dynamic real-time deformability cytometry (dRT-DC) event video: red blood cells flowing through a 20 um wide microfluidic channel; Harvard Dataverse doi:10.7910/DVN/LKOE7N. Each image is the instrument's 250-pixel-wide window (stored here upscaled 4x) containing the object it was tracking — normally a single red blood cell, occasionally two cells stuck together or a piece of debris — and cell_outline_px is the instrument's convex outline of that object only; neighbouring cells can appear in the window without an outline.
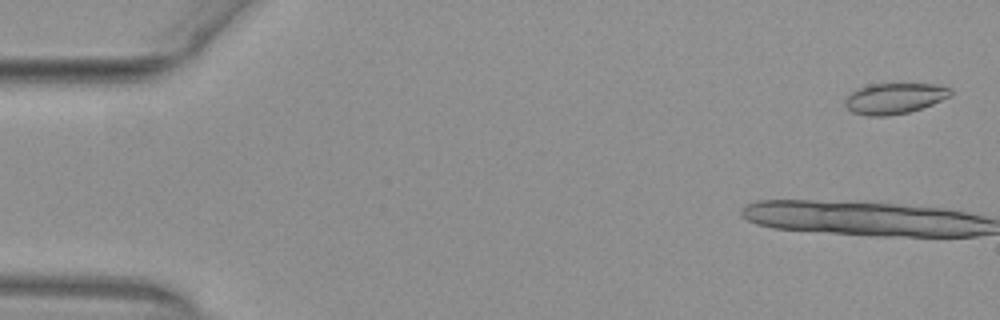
{"species": "common noctule bat (a hibernating species)", "species_latin": "Nyctalus noctula", "temperature_condition": "warm", "stored_images_in_passage": 12, "camera_frame_rate_fps": 3000, "um_per_image_px": 0.085, "animal": {"sex": "female", "body_mass_g": 29.2, "forearm_length_mm": 56.3}, "frame": {"image": 1, "passage_image": 2, "time_ms": 0.333, "image_size_px": [1000, 320], "cell_outline_px": [[952, 96], [932, 104], [908, 112], [888, 116], [868, 116], [852, 112], [844, 104], [844, 100], [856, 88], [872, 84], [944, 84], [952, 88]], "centroid_in_image_um": [76.06, 8.35], "position_along_channel_um": 8.9, "area_um2": 19.07}}